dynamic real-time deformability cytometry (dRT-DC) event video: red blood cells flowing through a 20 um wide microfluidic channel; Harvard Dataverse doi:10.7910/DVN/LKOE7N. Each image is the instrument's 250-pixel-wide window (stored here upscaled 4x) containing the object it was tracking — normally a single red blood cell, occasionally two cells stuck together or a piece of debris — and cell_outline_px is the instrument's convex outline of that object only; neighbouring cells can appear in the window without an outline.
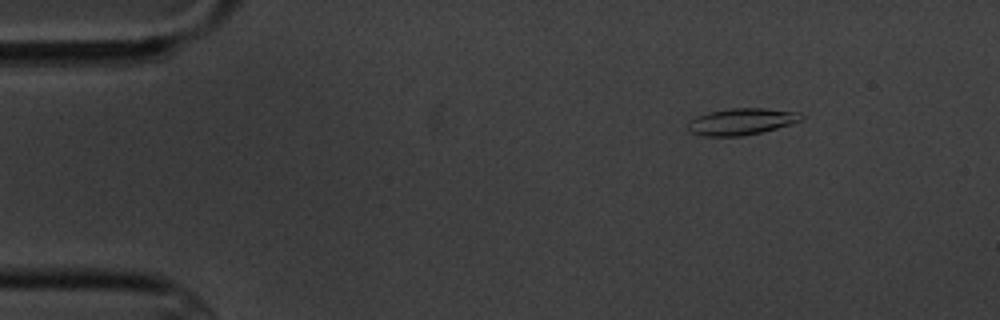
{"species": "common noctule bat (a hibernating species)", "species_latin": "Nyctalus noctula", "temperature_condition": "cold", "stored_images_in_passage": 9, "camera_frame_rate_fps": 3000, "um_per_image_px": 0.085, "animal": {"sex": "male", "body_mass_g": 20.1, "forearm_length_mm": 53.5}, "frame": {"image": 1, "passage_image": 2, "time_ms": 1.333, "image_size_px": [1000, 320], "cell_outline_px": [[804, 120], [776, 128], [760, 132], [740, 136], [704, 136], [692, 132], [688, 128], [688, 120], [696, 116], [708, 112], [732, 108], [764, 108], [800, 112], [804, 116]], "centroid_in_image_um": [63.04, 10.32], "position_along_channel_um": 22.0, "area_um2": 17.57}}
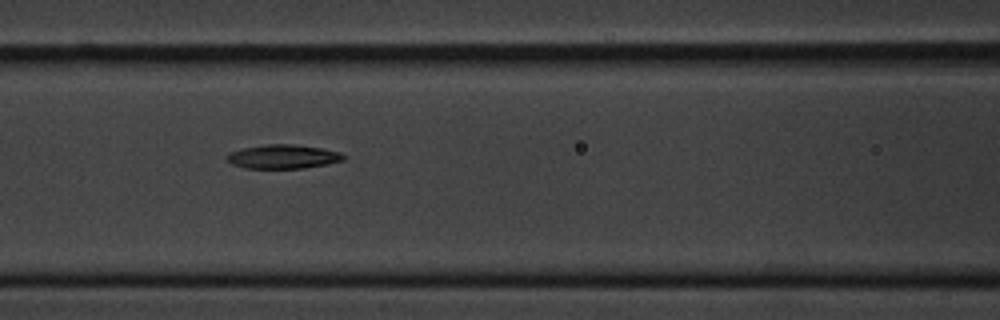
{"frame": {"image": 2, "passage_image": 7, "time_ms": 7.0, "image_size_px": [1000, 320], "cell_outline_px": [[344, 160], [328, 164], [304, 168], [244, 168], [232, 164], [224, 160], [224, 156], [228, 152], [244, 148], [264, 144], [292, 144], [320, 148], [340, 152], [344, 156]], "centroid_in_image_um": [23.99, 13.31], "position_along_channel_um": 142.6, "area_um2": 16.42}}
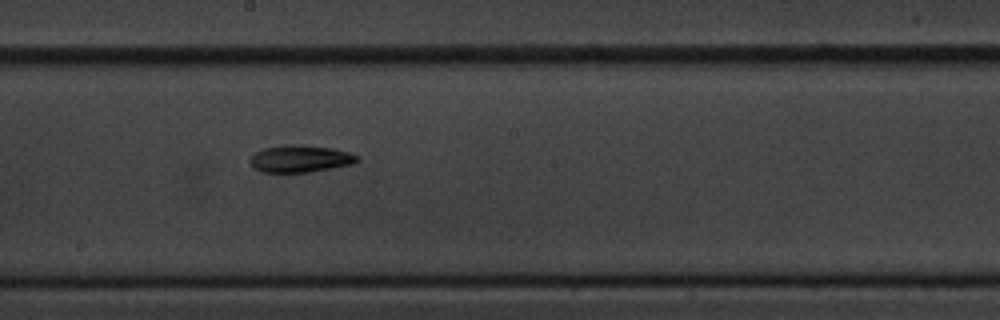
{"frame": {"image": 3, "passage_image": 9, "time_ms": 9.333, "image_size_px": [1000, 320], "cell_outline_px": [[360, 160], [352, 164], [312, 172], [260, 172], [252, 168], [248, 164], [248, 160], [256, 152], [264, 148], [292, 144], [304, 144], [332, 148], [348, 152], [360, 156]], "centroid_in_image_um": [25.51, 13.49], "position_along_channel_um": 222.7, "area_um2": 17.22}}